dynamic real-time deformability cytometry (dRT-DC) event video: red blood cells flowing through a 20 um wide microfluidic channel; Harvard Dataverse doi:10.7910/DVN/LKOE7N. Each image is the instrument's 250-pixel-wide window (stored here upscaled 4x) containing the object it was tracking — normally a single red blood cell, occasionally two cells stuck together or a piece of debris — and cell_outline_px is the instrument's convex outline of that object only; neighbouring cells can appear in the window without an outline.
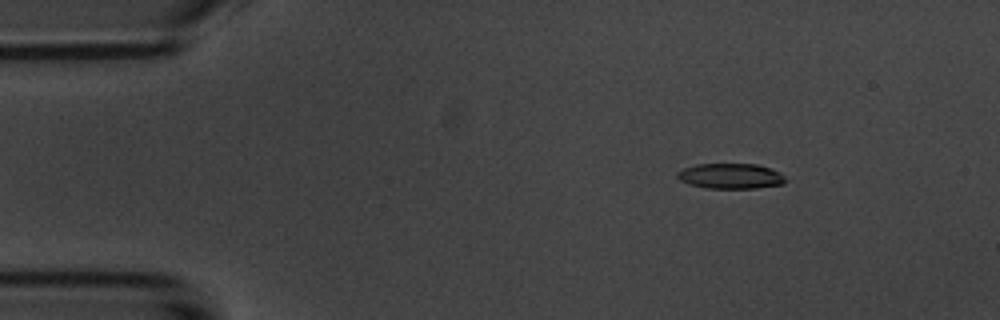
{"species": "common noctule bat (a hibernating species)", "species_latin": "Nyctalus noctula", "temperature_condition": "room temperature", "stored_images_in_passage": 5, "camera_frame_rate_fps": 3000, "um_per_image_px": 0.085, "animal": {"sex": "male", "body_mass_g": 20.1, "forearm_length_mm": 53.5}, "frame": {"image": 1, "passage_image": 2, "time_ms": 1.333, "image_size_px": [1000, 320], "cell_outline_px": [[788, 180], [784, 184], [756, 188], [708, 188], [688, 184], [680, 180], [676, 176], [676, 172], [684, 168], [696, 164], [756, 164], [772, 168], [780, 172]], "centroid_in_image_um": [62.13, 14.96], "position_along_channel_um": 22.9, "area_um2": 16.13}}
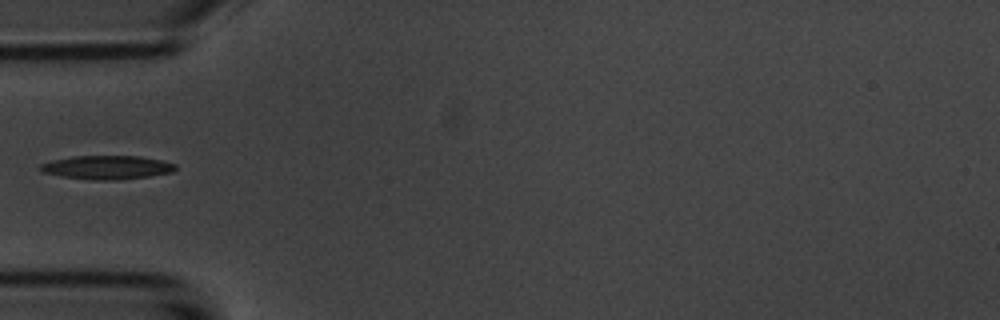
{"frame": {"image": 2, "passage_image": 5, "time_ms": 4.667, "image_size_px": [1000, 320], "cell_outline_px": [[176, 168], [172, 172], [148, 176], [116, 180], [92, 180], [60, 176], [44, 172], [40, 168], [40, 164], [52, 160], [72, 156], [140, 156], [160, 160], [176, 164]], "centroid_in_image_um": [9.08, 14.22], "position_along_channel_um": 75.9, "area_um2": 18.55}}